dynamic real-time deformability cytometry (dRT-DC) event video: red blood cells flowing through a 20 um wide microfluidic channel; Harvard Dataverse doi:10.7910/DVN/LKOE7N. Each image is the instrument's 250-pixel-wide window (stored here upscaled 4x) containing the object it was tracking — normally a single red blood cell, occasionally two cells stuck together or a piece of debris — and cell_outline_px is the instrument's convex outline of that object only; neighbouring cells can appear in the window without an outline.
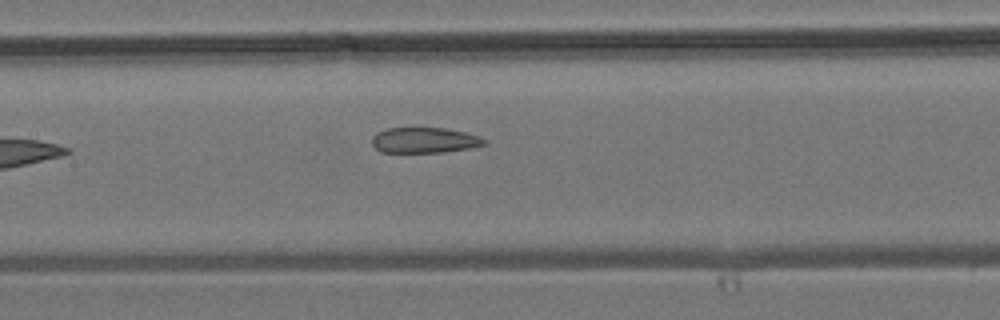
{"species": "common noctule bat (a hibernating species)", "species_latin": "Nyctalus noctula", "temperature_condition": "room temperature", "stored_images_in_passage": 4, "camera_frame_rate_fps": 3000, "um_per_image_px": 0.085, "animal": {"sex": "male", "body_mass_g": 19.2, "forearm_length_mm": 51.8}, "frame": {"image": 1, "passage_image": 4, "time_ms": 3.333, "image_size_px": [1000, 320], "cell_outline_px": [[488, 144], [472, 148], [444, 152], [380, 152], [372, 144], [372, 136], [376, 132], [388, 128], [444, 128], [464, 132], [480, 136], [488, 140]], "centroid_in_image_um": [36.12, 11.92], "position_along_channel_um": 171.3, "area_um2": 16.88}}